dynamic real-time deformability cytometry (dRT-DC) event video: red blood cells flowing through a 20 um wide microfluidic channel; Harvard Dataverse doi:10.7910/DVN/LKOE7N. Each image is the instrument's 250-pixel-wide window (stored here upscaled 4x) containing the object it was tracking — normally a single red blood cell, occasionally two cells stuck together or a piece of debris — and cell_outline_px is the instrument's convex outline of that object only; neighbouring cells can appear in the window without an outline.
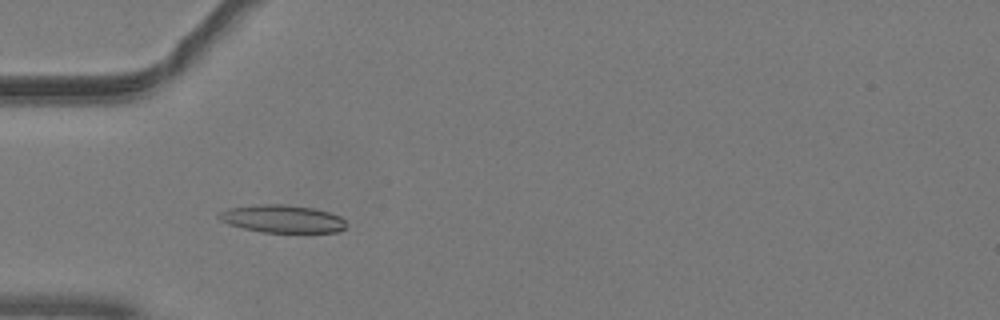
{"species": "common noctule bat (a hibernating species)", "species_latin": "Nyctalus noctula", "temperature_condition": "warm", "stored_images_in_passage": 52, "camera_frame_rate_fps": 3000, "um_per_image_px": 0.085, "animal": {"sex": "male", "body_mass_g": 19.2, "forearm_length_mm": 51.8}, "frame": {"image": 1, "passage_image": 17, "time_ms": 5.333, "image_size_px": [1000, 320], "cell_outline_px": [[344, 228], [340, 232], [264, 232], [244, 228], [228, 224], [220, 220], [216, 216], [216, 212], [228, 208], [260, 204], [284, 204], [312, 208], [328, 212], [340, 216], [344, 220]], "centroid_in_image_um": [23.94, 18.59], "position_along_channel_um": 61.1, "area_um2": 20.52}}
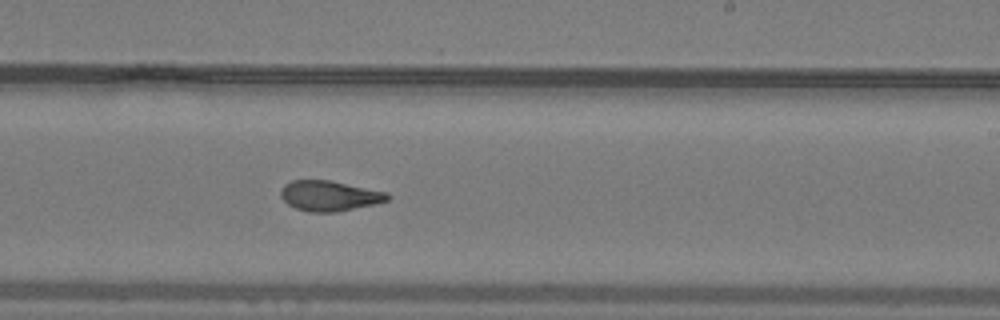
{"frame": {"image": 2, "passage_image": 32, "time_ms": 10.333, "image_size_px": [1000, 320], "cell_outline_px": [[392, 196], [388, 200], [376, 204], [336, 212], [308, 212], [296, 208], [288, 204], [280, 196], [280, 188], [284, 184], [292, 180], [328, 180], [388, 192]], "centroid_in_image_um": [28.0, 16.64], "position_along_channel_um": 261.0, "area_um2": 18.96}}
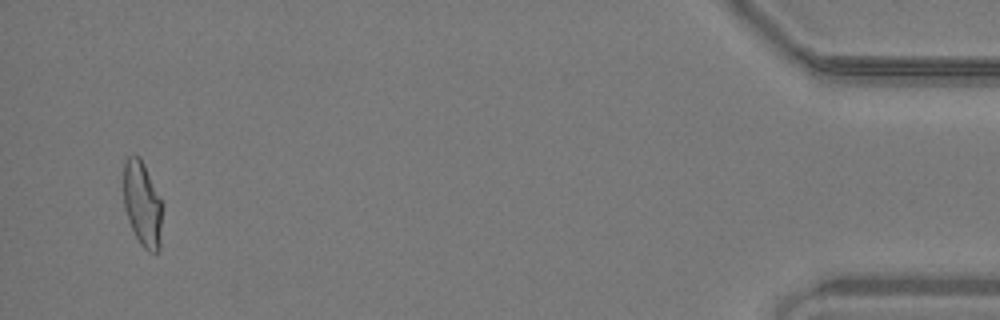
{"frame": {"image": 3, "passage_image": 50, "time_ms": 16.333, "image_size_px": [1000, 320], "cell_outline_px": [[164, 204], [160, 252], [148, 252], [140, 244], [128, 220], [124, 208], [124, 160], [128, 156], [140, 156]], "centroid_in_image_um": [12.14, 17.37], "position_along_channel_um": 423.1, "area_um2": 19.77}, "authors_computed_cell_mechanics": {"area_um2": 19.6809, "velocity_mm_per_s": 4.0665, "shape_relaxation_time_tau1_ms": 6.8473, "shape_relaxation_time_tau2_ms": 1.8324, "deformation_change_tau1": 0.2135, "deformation_change_tau2": 0.0975}}